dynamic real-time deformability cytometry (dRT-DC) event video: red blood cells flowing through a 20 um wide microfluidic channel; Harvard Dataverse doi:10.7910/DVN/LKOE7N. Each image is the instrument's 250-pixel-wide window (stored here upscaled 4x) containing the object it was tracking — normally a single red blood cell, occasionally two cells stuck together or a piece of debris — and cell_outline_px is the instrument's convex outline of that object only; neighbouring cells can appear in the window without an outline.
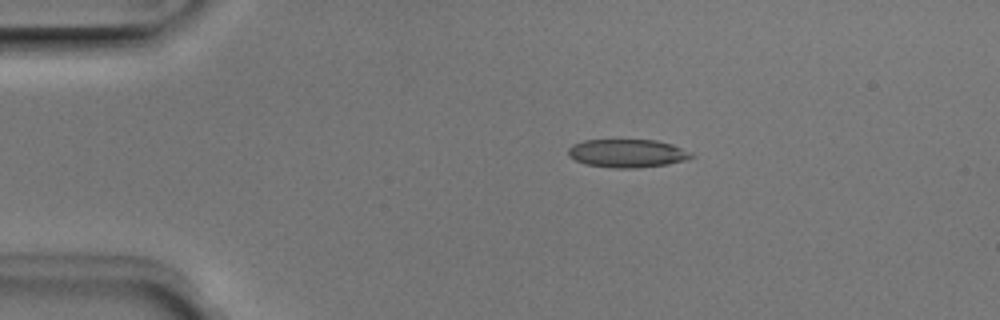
{"species": "Egyptian fruit bat (a non-hibernating species)", "species_latin": "Rousettus aegyptiacus", "temperature_condition": "room temperature", "stored_images_in_passage": 2, "camera_frame_rate_fps": 3000, "um_per_image_px": 0.085, "animal": {"sex": "male"}, "frame": {"image": 1, "passage_image": 1, "time_ms": 0.0, "image_size_px": [1000, 320], "cell_outline_px": [[696, 156], [688, 160], [668, 164], [636, 168], [616, 168], [588, 164], [576, 160], [568, 156], [568, 148], [572, 144], [584, 140], [656, 140], [672, 144], [692, 152]], "centroid_in_image_um": [53.37, 13.03], "position_along_channel_um": 31.6, "area_um2": 20.35}}